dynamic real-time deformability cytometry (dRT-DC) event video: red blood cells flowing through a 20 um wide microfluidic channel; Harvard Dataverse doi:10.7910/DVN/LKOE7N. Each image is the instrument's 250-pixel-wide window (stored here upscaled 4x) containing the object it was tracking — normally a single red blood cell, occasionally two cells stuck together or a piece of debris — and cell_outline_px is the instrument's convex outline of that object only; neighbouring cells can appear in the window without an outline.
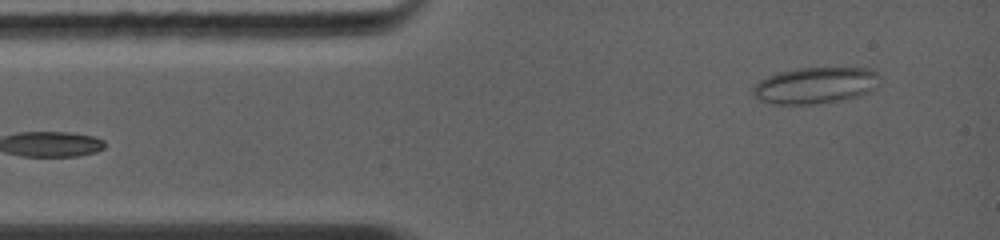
{"species": "common noctule bat (a hibernating species)", "species_latin": "Nyctalus noctula", "temperature_condition": "warm", "stored_images_in_passage": 10, "camera_frame_rate_fps": 5000, "um_per_image_px": 0.085, "animal": {"sex": "female", "body_mass_g": 19.0, "forearm_length_mm": 56.7}, "frame": {"image": 1, "passage_image": 1, "time_ms": 0.0, "image_size_px": [1000, 240], "cell_outline_px": [[880, 76], [876, 88], [868, 92], [856, 96], [840, 100], [816, 104], [772, 104], [760, 100], [752, 92], [752, 88], [760, 80], [768, 76], [780, 72], [796, 68], [868, 68], [876, 72]], "centroid_in_image_um": [69.3, 7.26], "position_along_channel_um": 15.7, "area_um2": 26.76}}
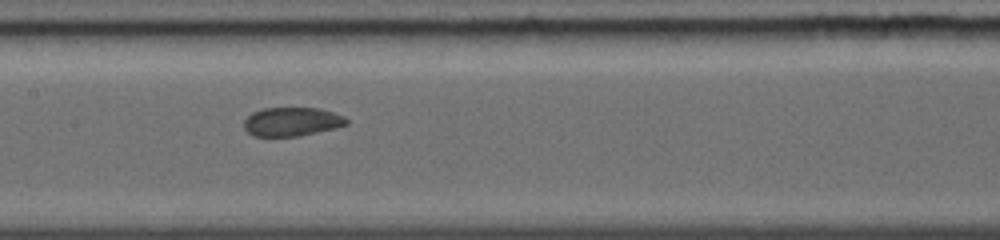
{"frame": {"image": 2, "passage_image": 6, "time_ms": 4.8, "image_size_px": [1000, 240], "cell_outline_px": [[348, 124], [336, 128], [300, 136], [252, 136], [244, 128], [244, 120], [252, 112], [264, 108], [320, 108], [344, 116], [348, 120]], "centroid_in_image_um": [24.81, 10.35], "position_along_channel_um": 182.6, "area_um2": 17.28}}
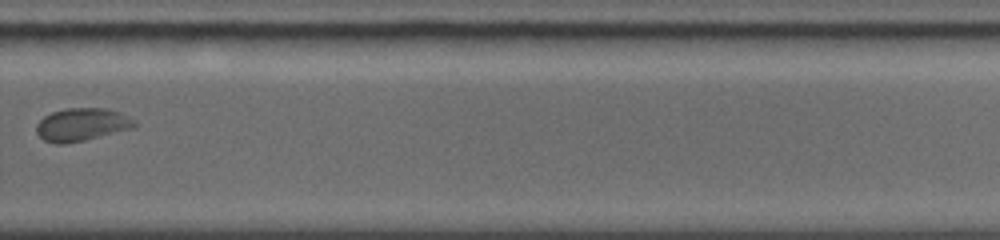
{"frame": {"image": 3, "passage_image": 10, "time_ms": 8.0, "image_size_px": [1000, 240], "cell_outline_px": [[140, 124], [136, 128], [84, 140], [64, 144], [56, 144], [44, 140], [36, 132], [36, 124], [44, 116], [52, 112], [68, 108], [108, 108], [120, 112], [136, 120]], "centroid_in_image_um": [7.01, 10.58], "position_along_channel_um": 322.8, "area_um2": 19.07}}